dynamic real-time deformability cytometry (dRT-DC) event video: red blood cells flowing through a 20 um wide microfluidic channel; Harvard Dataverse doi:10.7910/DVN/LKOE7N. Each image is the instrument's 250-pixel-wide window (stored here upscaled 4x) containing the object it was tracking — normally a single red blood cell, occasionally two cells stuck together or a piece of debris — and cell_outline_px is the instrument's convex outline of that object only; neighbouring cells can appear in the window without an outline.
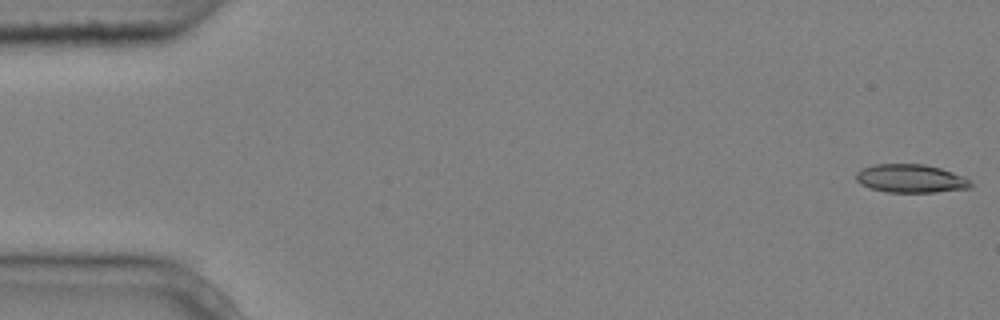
{"species": "common noctule bat (a hibernating species)", "species_latin": "Nyctalus noctula", "temperature_condition": "cold", "stored_images_in_passage": 5, "camera_frame_rate_fps": 3000, "um_per_image_px": 0.085, "animal": {"sex": "male", "body_mass_g": 20.4}, "frame": {"image": 1, "passage_image": 1, "time_ms": 0.0, "image_size_px": [1000, 320], "cell_outline_px": [[972, 188], [936, 192], [884, 192], [868, 188], [860, 184], [856, 180], [856, 172], [864, 168], [876, 164], [924, 164], [940, 168], [964, 176], [972, 180]], "centroid_in_image_um": [77.43, 15.18], "position_along_channel_um": 7.6, "area_um2": 19.13}}
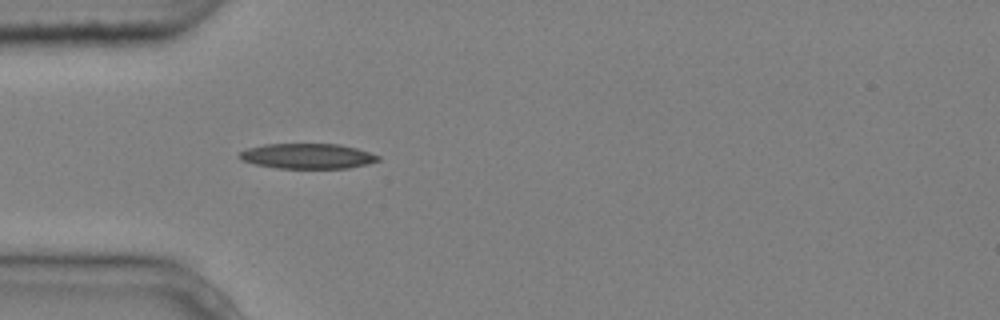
{"frame": {"image": 2, "passage_image": 5, "time_ms": 1.333, "image_size_px": [1000, 320], "cell_outline_px": [[380, 160], [368, 164], [348, 168], [276, 168], [256, 164], [240, 160], [236, 156], [240, 152], [248, 148], [264, 144], [340, 144], [356, 148], [380, 156]], "centroid_in_image_um": [26.12, 13.27], "position_along_channel_um": 58.9, "area_um2": 20.4}}